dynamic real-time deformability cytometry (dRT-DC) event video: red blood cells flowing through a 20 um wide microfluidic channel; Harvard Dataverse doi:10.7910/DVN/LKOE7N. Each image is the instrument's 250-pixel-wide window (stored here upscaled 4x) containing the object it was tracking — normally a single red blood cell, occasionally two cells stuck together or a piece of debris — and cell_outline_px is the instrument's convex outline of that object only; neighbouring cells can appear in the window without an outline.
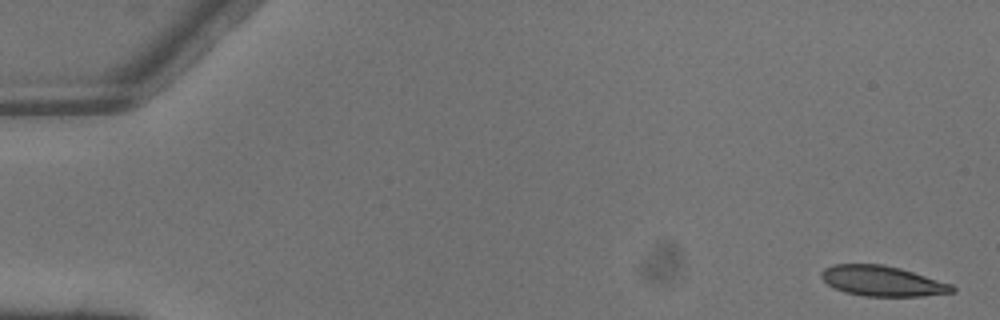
{"species": "common noctule bat (a hibernating species)", "species_latin": "Nyctalus noctula", "temperature_condition": "warm", "stored_images_in_passage": 5, "camera_frame_rate_fps": 3000, "um_per_image_px": 0.085, "animal": {"sex": "male", "body_mass_g": 13.3}, "frame": {"image": 1, "passage_image": 1, "time_ms": 0.0, "image_size_px": [1000, 320], "cell_outline_px": [[956, 292], [924, 296], [864, 296], [844, 292], [828, 284], [820, 276], [820, 272], [824, 268], [836, 264], [884, 264], [900, 268], [952, 284], [956, 288]], "centroid_in_image_um": [75.02, 23.89], "position_along_channel_um": 10.0, "area_um2": 23.12}}